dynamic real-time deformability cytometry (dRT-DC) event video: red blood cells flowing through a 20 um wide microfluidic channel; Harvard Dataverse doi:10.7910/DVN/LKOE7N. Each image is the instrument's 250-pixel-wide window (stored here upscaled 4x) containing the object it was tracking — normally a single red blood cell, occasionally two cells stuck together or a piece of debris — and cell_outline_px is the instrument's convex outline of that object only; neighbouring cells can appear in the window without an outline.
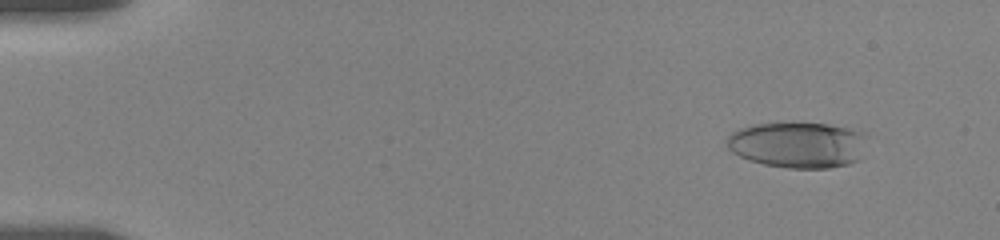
{"species": "human", "species_latin": "Homo sapiens", "temperature_condition": "room temperature", "stored_images_in_passage": 46, "camera_frame_rate_fps": 3000, "um_per_image_px": 0.085, "donor": {"sex": "female"}, "frame": {"image": 1, "passage_image": 14, "time_ms": 1.667, "image_size_px": [1000, 240], "cell_outline_px": [[868, 136], [860, 160], [848, 164], [828, 168], [788, 168], [764, 164], [748, 160], [732, 152], [728, 148], [724, 140], [732, 132], [740, 128], [752, 124], [792, 120], [828, 124], [848, 128], [864, 132]], "centroid_in_image_um": [67.82, 12.27], "position_along_channel_um": 17.2, "area_um2": 38.78}}
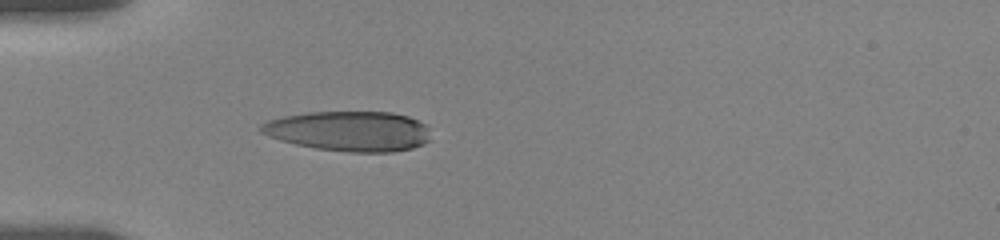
{"frame": {"image": 2, "passage_image": 42, "time_ms": 5.667, "image_size_px": [1000, 240], "cell_outline_px": [[428, 140], [424, 144], [412, 148], [392, 152], [348, 152], [316, 148], [296, 144], [280, 140], [268, 136], [260, 132], [260, 124], [268, 120], [284, 116], [308, 112], [392, 112], [408, 116], [424, 124], [428, 128]], "centroid_in_image_um": [29.66, 11.14], "position_along_channel_um": 55.3, "area_um2": 39.54}}